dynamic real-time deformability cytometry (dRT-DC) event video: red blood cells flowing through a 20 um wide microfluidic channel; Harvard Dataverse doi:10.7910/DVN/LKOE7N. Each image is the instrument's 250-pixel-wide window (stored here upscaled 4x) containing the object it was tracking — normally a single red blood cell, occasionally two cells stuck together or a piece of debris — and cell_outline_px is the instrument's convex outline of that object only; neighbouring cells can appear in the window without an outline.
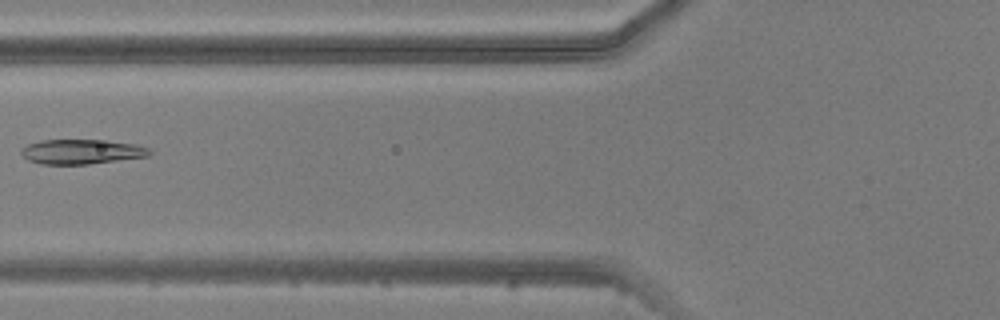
{"species": "common noctule bat (a hibernating species)", "species_latin": "Nyctalus noctula", "temperature_condition": "warm", "stored_images_in_passage": 2, "camera_frame_rate_fps": 3000, "um_per_image_px": 0.085, "animal": {"sex": "male", "body_mass_g": 20.5, "forearm_length_mm": 52.5}, "frame": {"image": 1, "passage_image": 2, "time_ms": 1.0, "image_size_px": [1000, 320], "cell_outline_px": [[152, 152], [148, 156], [88, 164], [40, 164], [28, 160], [20, 152], [28, 144], [40, 140], [108, 140], [136, 144], [148, 148]], "centroid_in_image_um": [6.94, 12.89], "position_along_channel_um": 118.9, "area_um2": 18.38}}